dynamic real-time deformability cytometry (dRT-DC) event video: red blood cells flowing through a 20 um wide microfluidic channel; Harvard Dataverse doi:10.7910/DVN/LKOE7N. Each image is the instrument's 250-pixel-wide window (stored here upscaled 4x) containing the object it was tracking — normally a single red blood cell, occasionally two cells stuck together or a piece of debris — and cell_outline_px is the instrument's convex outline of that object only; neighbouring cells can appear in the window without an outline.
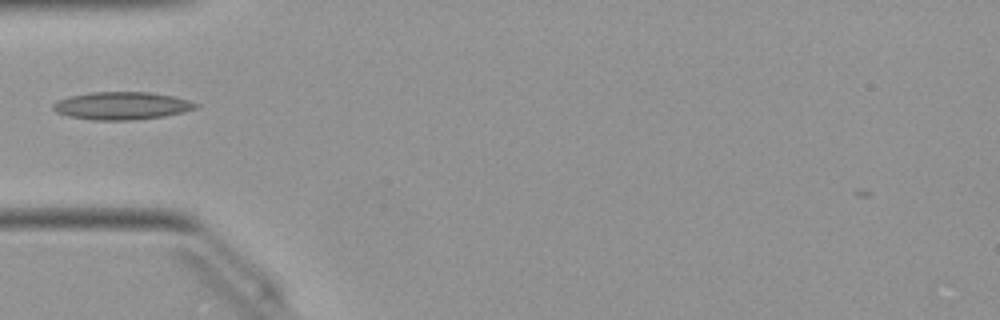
{"species": "Egyptian fruit bat (a non-hibernating species)", "species_latin": "Rousettus aegyptiacus", "temperature_condition": "warm", "stored_images_in_passage": 35, "camera_frame_rate_fps": 3000, "um_per_image_px": 0.085, "animal": {"sex": "female"}, "frame": {"image": 1, "passage_image": 1, "time_ms": 0.0, "image_size_px": [1000, 320], "cell_outline_px": [[200, 104], [196, 108], [164, 116], [132, 120], [92, 120], [68, 116], [56, 112], [52, 108], [52, 104], [56, 100], [68, 96], [92, 92], [148, 92], [172, 96], [188, 100]], "centroid_in_image_um": [10.29, 8.98], "position_along_channel_um": 74.7, "area_um2": 23.0}}
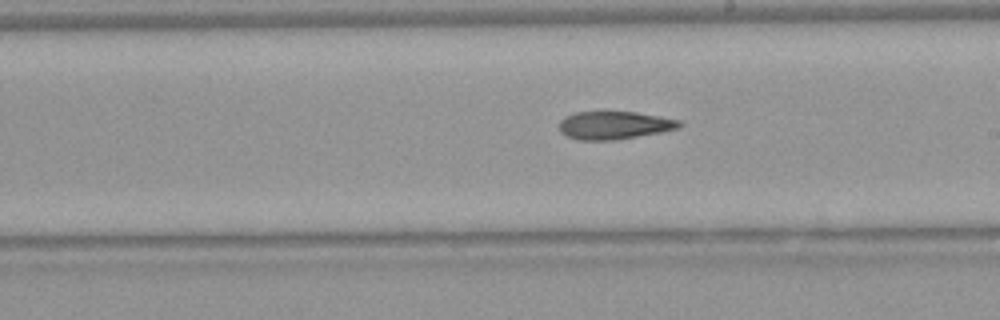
{"frame": {"image": 2, "passage_image": 13, "time_ms": 4.0, "image_size_px": [1000, 320], "cell_outline_px": [[684, 124], [680, 128], [660, 132], [612, 140], [576, 140], [560, 132], [560, 120], [576, 112], [636, 112], [660, 116], [680, 120]], "centroid_in_image_um": [52.24, 10.64], "position_along_channel_um": 236.8, "area_um2": 19.42}}
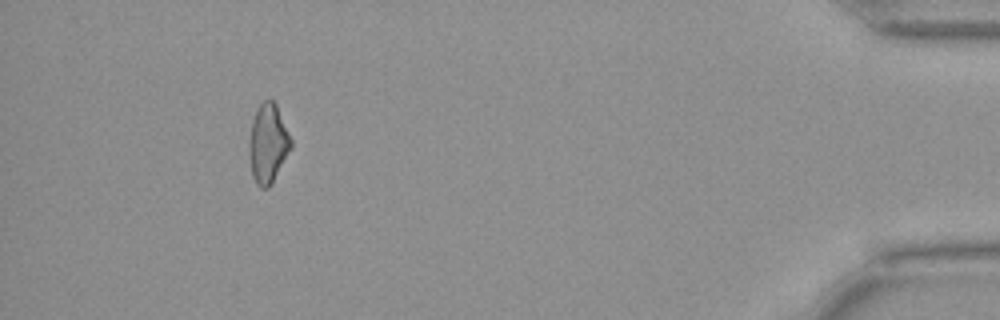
{"frame": {"image": 3, "passage_image": 31, "time_ms": 10.0, "image_size_px": [1000, 320], "cell_outline_px": [[292, 148], [272, 184], [268, 188], [260, 188], [256, 184], [252, 176], [248, 152], [252, 120], [256, 108], [264, 100], [272, 100], [276, 104], [292, 140]], "centroid_in_image_um": [22.78, 12.23], "position_along_channel_um": 412.4, "area_um2": 19.48}}